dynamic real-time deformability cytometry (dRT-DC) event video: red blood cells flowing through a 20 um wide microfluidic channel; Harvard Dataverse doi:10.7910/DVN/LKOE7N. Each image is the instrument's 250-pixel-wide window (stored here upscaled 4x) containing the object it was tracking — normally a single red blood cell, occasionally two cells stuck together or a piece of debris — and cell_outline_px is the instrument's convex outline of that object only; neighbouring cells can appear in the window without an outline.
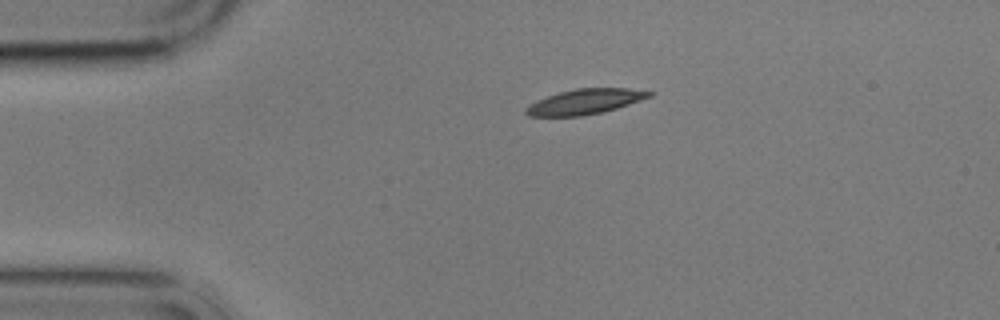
{"species": "common noctule bat (a hibernating species)", "species_latin": "Nyctalus noctula", "temperature_condition": "cold", "stored_images_in_passage": 2, "camera_frame_rate_fps": 3000, "um_per_image_px": 0.085, "animal": {"sex": "male", "body_mass_g": 17.9}, "frame": {"image": 1, "passage_image": 1, "time_ms": 0.0, "image_size_px": [1000, 320], "cell_outline_px": [[652, 96], [616, 108], [600, 112], [580, 116], [528, 116], [524, 112], [524, 108], [548, 96], [560, 92], [576, 88], [628, 88], [652, 92]], "centroid_in_image_um": [49.72, 8.64], "position_along_channel_um": 35.3, "area_um2": 17.69}}